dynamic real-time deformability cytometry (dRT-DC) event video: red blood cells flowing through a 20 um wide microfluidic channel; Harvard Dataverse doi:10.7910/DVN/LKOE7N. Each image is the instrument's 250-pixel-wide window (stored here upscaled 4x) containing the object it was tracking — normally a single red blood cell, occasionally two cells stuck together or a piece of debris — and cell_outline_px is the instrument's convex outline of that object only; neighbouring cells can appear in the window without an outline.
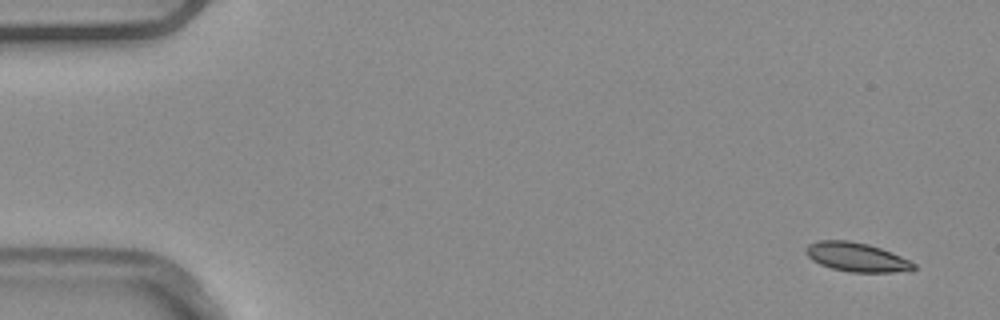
{"species": "common noctule bat (a hibernating species)", "species_latin": "Nyctalus noctula", "temperature_condition": "warm", "stored_images_in_passage": 7, "camera_frame_rate_fps": 3000, "um_per_image_px": 0.085, "animal": {"sex": "male", "body_mass_g": 20.4}, "frame": {"image": 1, "passage_image": 1, "time_ms": 0.0, "image_size_px": [1000, 320], "cell_outline_px": [[916, 268], [892, 272], [852, 272], [832, 268], [820, 264], [812, 260], [804, 252], [804, 248], [808, 244], [820, 240], [848, 240], [868, 244], [880, 248], [900, 256], [916, 264]], "centroid_in_image_um": [72.75, 21.84], "position_along_channel_um": 12.3, "area_um2": 18.03}}
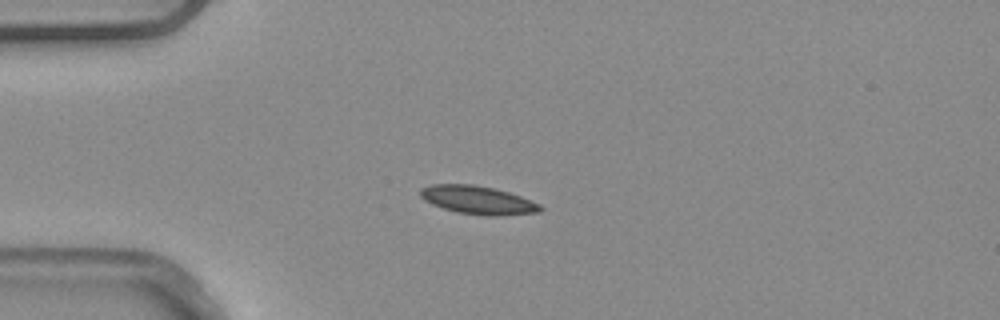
{"frame": {"image": 2, "passage_image": 4, "time_ms": 1.0, "image_size_px": [1000, 320], "cell_outline_px": [[544, 208], [540, 212], [496, 216], [492, 216], [456, 212], [432, 204], [424, 200], [420, 196], [420, 188], [432, 184], [472, 184], [496, 188], [520, 196], [540, 204]], "centroid_in_image_um": [40.62, 17.0], "position_along_channel_um": 44.4, "area_um2": 19.77}}
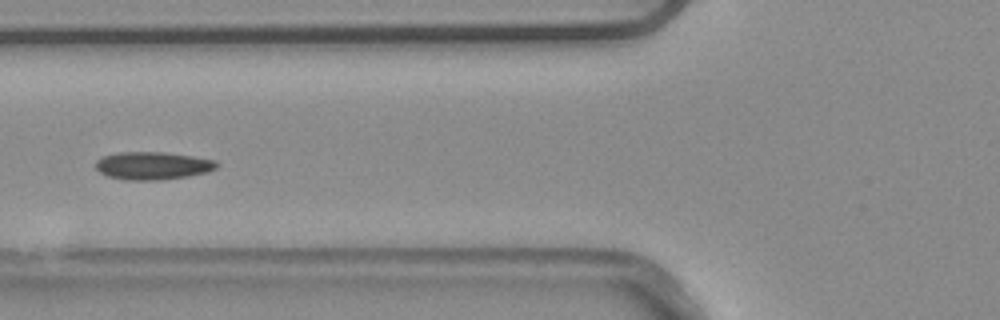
{"frame": {"image": 3, "passage_image": 6, "time_ms": 1.667, "image_size_px": [1000, 320], "cell_outline_px": [[220, 164], [216, 168], [208, 172], [188, 176], [160, 180], [124, 180], [108, 176], [100, 172], [96, 168], [96, 160], [104, 156], [120, 152], [164, 152], [192, 156], [216, 160]], "centroid_in_image_um": [13.01, 14.08], "position_along_channel_um": 112.8, "area_um2": 19.65}}